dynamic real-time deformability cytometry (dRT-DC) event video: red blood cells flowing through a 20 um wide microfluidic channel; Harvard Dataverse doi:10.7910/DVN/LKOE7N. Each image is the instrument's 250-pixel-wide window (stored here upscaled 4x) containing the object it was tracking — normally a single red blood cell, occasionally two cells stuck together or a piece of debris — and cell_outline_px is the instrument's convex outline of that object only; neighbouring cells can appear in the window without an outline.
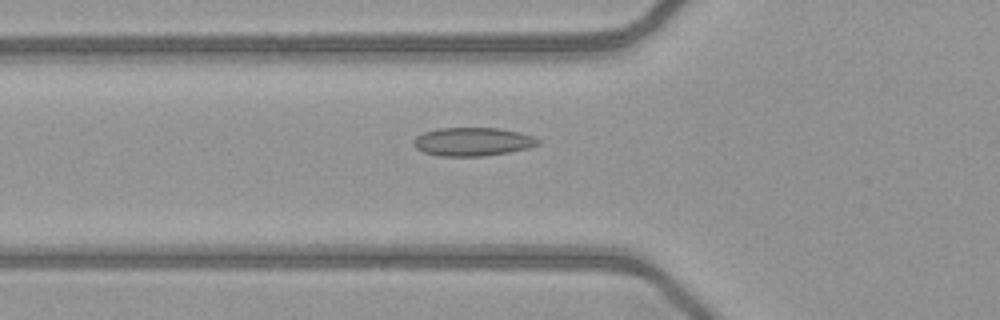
{"species": "common noctule bat (a hibernating species)", "species_latin": "Nyctalus noctula", "temperature_condition": "warm", "stored_images_in_passage": 50, "camera_frame_rate_fps": 3000, "um_per_image_px": 0.085, "animal": {"sex": "female", "body_mass_g": 21.9}, "frame": {"image": 1, "passage_image": 18, "time_ms": 5.667, "image_size_px": [1000, 320], "cell_outline_px": [[540, 144], [528, 148], [508, 152], [484, 156], [436, 156], [424, 152], [416, 148], [412, 144], [412, 140], [416, 136], [424, 132], [436, 128], [500, 128], [520, 132], [532, 136], [540, 140]], "centroid_in_image_um": [40.15, 12.04], "position_along_channel_um": 85.7, "area_um2": 20.81}}
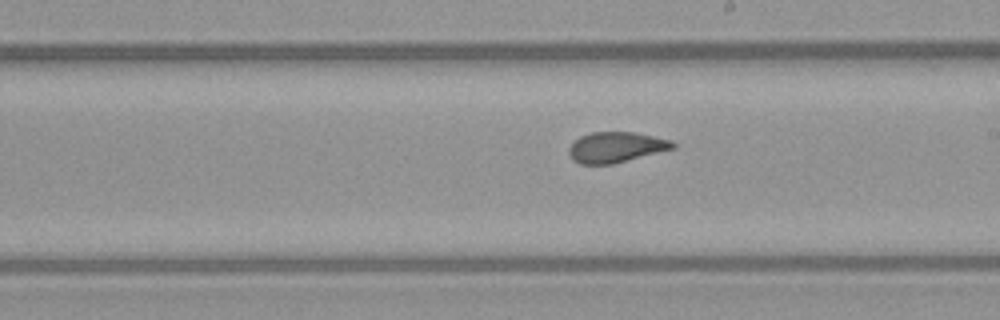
{"frame": {"image": 2, "passage_image": 29, "time_ms": 9.333, "image_size_px": [1000, 320], "cell_outline_px": [[676, 148], [612, 164], [580, 164], [572, 160], [568, 152], [568, 148], [580, 136], [592, 132], [632, 132], [672, 140], [676, 144]], "centroid_in_image_um": [52.36, 12.52], "position_along_channel_um": 236.6, "area_um2": 18.44}}
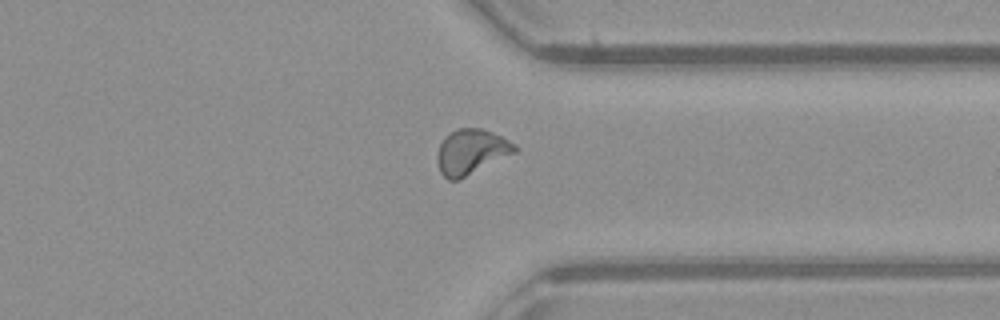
{"frame": {"image": 3, "passage_image": 39, "time_ms": 12.667, "image_size_px": [1000, 320], "cell_outline_px": [[520, 148], [516, 152], [460, 180], [448, 180], [440, 172], [436, 160], [436, 156], [440, 144], [444, 136], [456, 128], [480, 128], [492, 132], [516, 144]], "centroid_in_image_um": [40.04, 12.91], "position_along_channel_um": 371.4, "area_um2": 20.63}}